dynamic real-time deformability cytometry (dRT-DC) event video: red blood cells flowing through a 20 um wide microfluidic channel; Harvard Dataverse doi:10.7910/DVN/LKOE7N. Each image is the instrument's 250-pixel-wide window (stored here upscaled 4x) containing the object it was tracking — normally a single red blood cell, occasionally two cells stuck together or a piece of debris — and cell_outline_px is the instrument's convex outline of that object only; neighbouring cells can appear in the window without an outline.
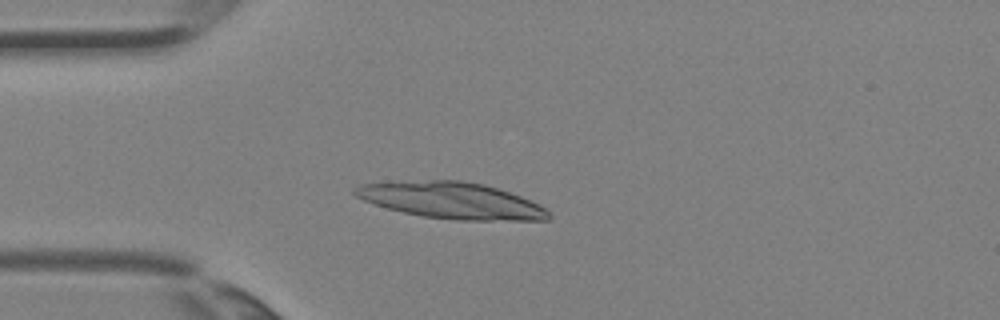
{"species": "Egyptian fruit bat (a non-hibernating species)", "species_latin": "Rousettus aegyptiacus", "temperature_condition": "room temperature", "stored_images_in_passage": 3, "camera_frame_rate_fps": 3000, "um_per_image_px": 0.085, "animal": {"sex": "female"}, "frame": {"image": 1, "passage_image": 3, "time_ms": 0.667, "image_size_px": [1000, 320], "cell_outline_px": [[552, 216], [548, 220], [456, 220], [424, 216], [404, 212], [388, 208], [364, 200], [356, 196], [352, 192], [352, 188], [360, 184], [428, 180], [460, 180], [484, 184], [500, 188], [540, 204]], "centroid_in_image_um": [38.41, 17.03], "position_along_channel_um": 46.6, "area_um2": 40.86}}